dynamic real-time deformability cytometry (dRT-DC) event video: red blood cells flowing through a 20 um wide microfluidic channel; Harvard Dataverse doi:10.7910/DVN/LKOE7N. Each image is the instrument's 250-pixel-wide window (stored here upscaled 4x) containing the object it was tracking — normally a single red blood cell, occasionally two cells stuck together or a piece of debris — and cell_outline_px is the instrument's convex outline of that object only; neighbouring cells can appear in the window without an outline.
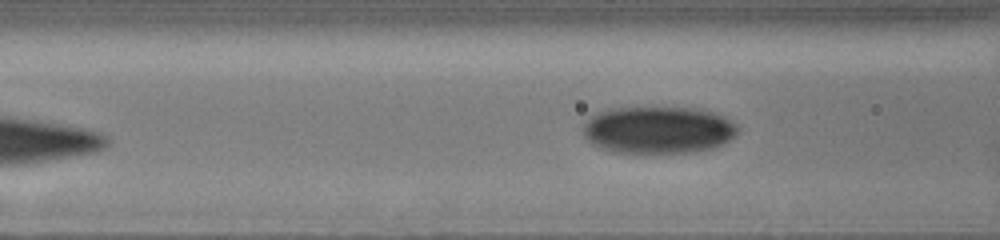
{"species": "human", "species_latin": "Homo sapiens", "temperature_condition": "cold", "stored_images_in_passage": 31, "camera_frame_rate_fps": 3000, "um_per_image_px": 0.085, "donor": {"sex": "male"}, "frame": {"image": 1, "passage_image": 31, "time_ms": 7.667, "image_size_px": [1000, 240], "cell_outline_px": [[740, 128], [736, 136], [724, 144], [712, 148], [696, 152], [608, 152], [592, 144], [584, 136], [584, 124], [596, 112], [612, 108], [704, 108], [716, 112], [732, 120]], "centroid_in_image_um": [56.01, 11.04], "position_along_channel_um": 110.6, "area_um2": 42.95}}